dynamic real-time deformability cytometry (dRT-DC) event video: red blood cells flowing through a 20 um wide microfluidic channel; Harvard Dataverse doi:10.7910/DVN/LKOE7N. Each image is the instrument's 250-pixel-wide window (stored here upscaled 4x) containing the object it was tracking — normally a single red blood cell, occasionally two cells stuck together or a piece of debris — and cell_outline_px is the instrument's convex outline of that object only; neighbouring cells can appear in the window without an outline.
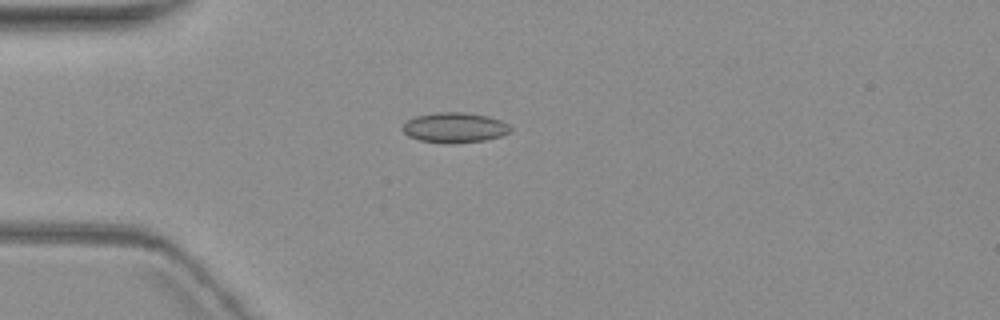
{"species": "common noctule bat (a hibernating species)", "species_latin": "Nyctalus noctula", "temperature_condition": "warm", "stored_images_in_passage": 6, "camera_frame_rate_fps": 3000, "um_per_image_px": 0.085, "animal": {"sex": "female", "body_mass_g": 19.3, "forearm_length_mm": 54.1}, "frame": {"image": 1, "passage_image": 4, "time_ms": 3.667, "image_size_px": [1000, 320], "cell_outline_px": [[512, 128], [508, 132], [500, 136], [484, 140], [456, 144], [448, 144], [420, 140], [408, 136], [400, 128], [408, 120], [416, 116], [436, 112], [464, 112], [488, 116], [500, 120], [508, 124]], "centroid_in_image_um": [38.62, 10.85], "position_along_channel_um": 46.4, "area_um2": 19.02}}
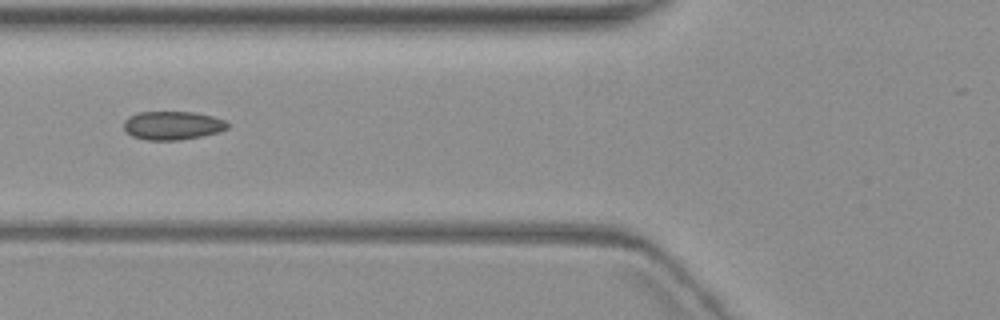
{"frame": {"image": 2, "passage_image": 6, "time_ms": 6.0, "image_size_px": [1000, 320], "cell_outline_px": [[228, 128], [220, 132], [180, 140], [148, 140], [132, 136], [124, 132], [124, 120], [128, 116], [140, 112], [192, 112], [212, 116], [224, 120], [228, 124]], "centroid_in_image_um": [14.63, 10.67], "position_along_channel_um": 111.2, "area_um2": 17.28}}